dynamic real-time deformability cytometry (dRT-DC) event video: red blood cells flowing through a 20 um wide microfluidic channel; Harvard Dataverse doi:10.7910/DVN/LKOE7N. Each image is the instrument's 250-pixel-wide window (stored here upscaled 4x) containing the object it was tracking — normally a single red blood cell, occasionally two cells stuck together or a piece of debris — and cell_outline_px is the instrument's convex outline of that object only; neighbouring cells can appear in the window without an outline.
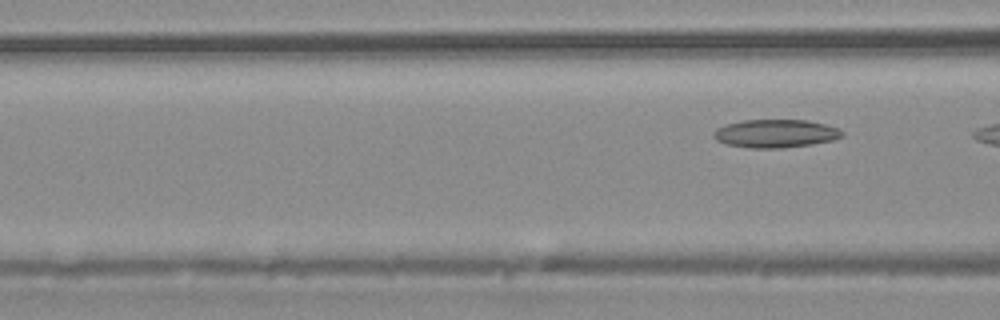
{"species": "common noctule bat (a hibernating species)", "species_latin": "Nyctalus noctula", "temperature_condition": "warm", "stored_images_in_passage": 4, "camera_frame_rate_fps": 3000, "um_per_image_px": 0.085, "animal": {"sex": "male", "body_mass_g": 20.4}, "frame": {"image": 1, "passage_image": 4, "time_ms": 3.667, "image_size_px": [1000, 320], "cell_outline_px": [[844, 136], [832, 140], [812, 144], [780, 148], [748, 148], [728, 144], [716, 140], [712, 136], [712, 132], [716, 128], [728, 124], [744, 120], [808, 120], [824, 124], [836, 128], [844, 132]], "centroid_in_image_um": [65.9, 11.35], "position_along_channel_um": 100.7, "area_um2": 21.04}}